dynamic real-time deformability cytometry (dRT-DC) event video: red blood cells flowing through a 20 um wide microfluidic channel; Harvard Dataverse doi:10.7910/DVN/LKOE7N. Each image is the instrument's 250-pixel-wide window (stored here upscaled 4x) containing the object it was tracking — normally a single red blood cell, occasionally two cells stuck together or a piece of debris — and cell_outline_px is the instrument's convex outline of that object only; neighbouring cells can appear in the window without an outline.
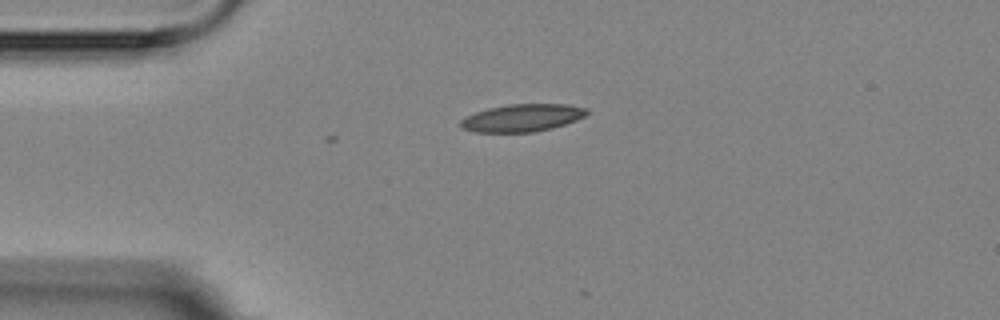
{"species": "Egyptian fruit bat (a non-hibernating species)", "species_latin": "Rousettus aegyptiacus", "temperature_condition": "room temperature", "stored_images_in_passage": 4, "camera_frame_rate_fps": 3000, "um_per_image_px": 0.085, "animal": {"sex": "female"}, "frame": {"image": 1, "passage_image": 4, "time_ms": 5.667, "image_size_px": [1000, 320], "cell_outline_px": [[588, 112], [584, 116], [576, 120], [552, 128], [532, 132], [476, 132], [460, 128], [460, 120], [464, 116], [488, 108], [508, 104], [568, 104], [588, 108]], "centroid_in_image_um": [44.36, 10.01], "position_along_channel_um": 40.6, "area_um2": 20.29}}